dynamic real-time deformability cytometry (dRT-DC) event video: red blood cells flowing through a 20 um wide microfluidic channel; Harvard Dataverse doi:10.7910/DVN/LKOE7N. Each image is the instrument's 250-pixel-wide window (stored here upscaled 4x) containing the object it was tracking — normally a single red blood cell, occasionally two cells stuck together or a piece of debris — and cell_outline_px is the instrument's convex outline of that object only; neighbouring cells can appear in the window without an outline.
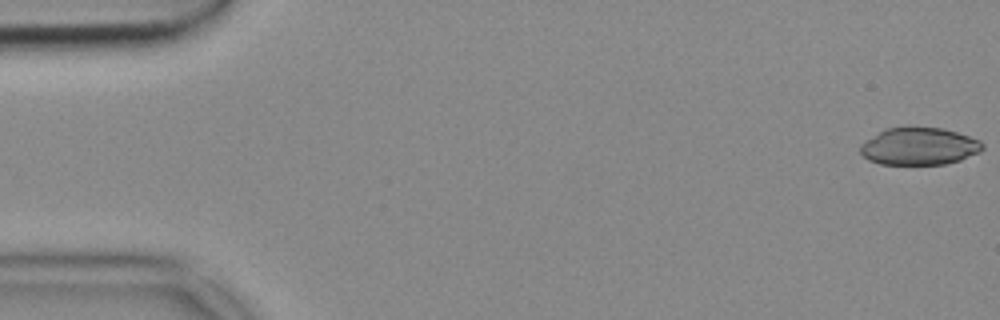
{"species": "common noctule bat (a hibernating species)", "species_latin": "Nyctalus noctula", "temperature_condition": "cold", "stored_images_in_passage": 53, "camera_frame_rate_fps": 3000, "um_per_image_px": 0.085, "animal": {"sex": "female", "body_mass_g": 18.4}, "frame": {"image": 1, "passage_image": 1, "time_ms": 0.0, "image_size_px": [1000, 320], "cell_outline_px": [[984, 148], [980, 152], [960, 160], [944, 164], [880, 164], [868, 160], [860, 152], [860, 144], [884, 128], [940, 128], [956, 132], [980, 140], [984, 144]], "centroid_in_image_um": [78.13, 12.45], "position_along_channel_um": 6.9, "area_um2": 26.41}}
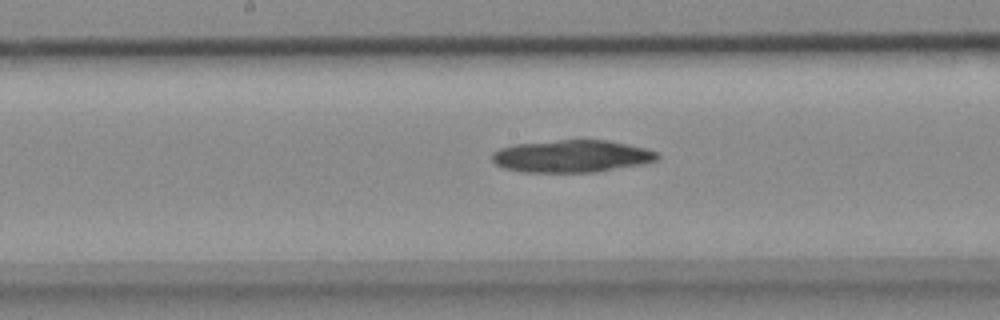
{"frame": {"image": 2, "passage_image": 27, "time_ms": 8.667, "image_size_px": [1000, 320], "cell_outline_px": [[660, 156], [656, 160], [644, 164], [592, 172], [524, 172], [504, 168], [496, 164], [492, 160], [492, 152], [500, 148], [512, 144], [560, 140], [608, 140], [648, 148], [660, 152]], "centroid_in_image_um": [48.62, 13.27], "position_along_channel_um": 199.6, "area_um2": 31.33}}
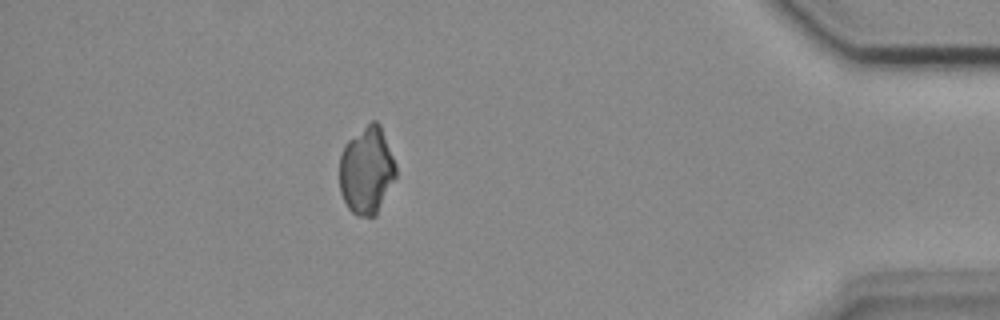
{"frame": {"image": 3, "passage_image": 47, "time_ms": 15.333, "image_size_px": [1000, 320], "cell_outline_px": [[396, 176], [376, 216], [356, 216], [348, 208], [340, 192], [340, 156], [344, 144], [348, 140], [372, 120], [376, 120], [380, 124], [396, 164]], "centroid_in_image_um": [31.16, 14.49], "position_along_channel_um": 404.0, "area_um2": 28.73}}